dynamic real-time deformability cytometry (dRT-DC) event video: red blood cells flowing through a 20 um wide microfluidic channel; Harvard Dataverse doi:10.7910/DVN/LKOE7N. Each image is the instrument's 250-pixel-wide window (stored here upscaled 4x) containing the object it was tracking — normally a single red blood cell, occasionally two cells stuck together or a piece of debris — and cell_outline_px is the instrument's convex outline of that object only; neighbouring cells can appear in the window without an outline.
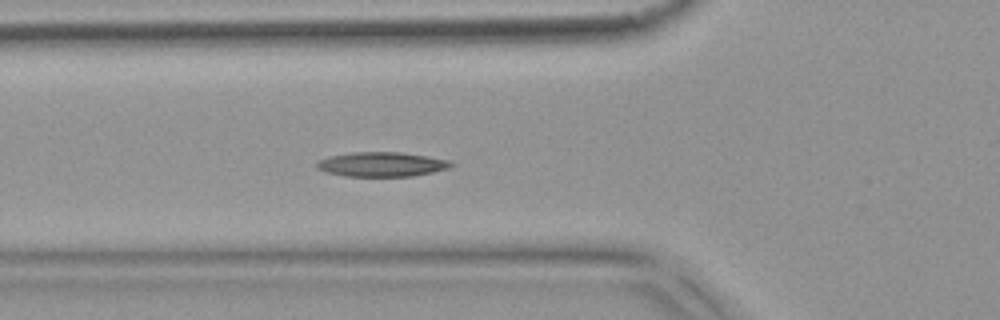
{"species": "common noctule bat (a hibernating species)", "species_latin": "Nyctalus noctula", "temperature_condition": "warm", "stored_images_in_passage": 5, "camera_frame_rate_fps": 3000, "um_per_image_px": 0.085, "animal": {"sex": "female", "body_mass_g": 18.4}, "frame": {"image": 1, "passage_image": 4, "time_ms": 1.0, "image_size_px": [1000, 320], "cell_outline_px": [[456, 164], [448, 168], [432, 172], [412, 176], [344, 176], [324, 172], [316, 168], [316, 164], [320, 160], [328, 156], [352, 152], [400, 152], [428, 156], [448, 160]], "centroid_in_image_um": [32.42, 13.96], "position_along_channel_um": 93.4, "area_um2": 19.25}}